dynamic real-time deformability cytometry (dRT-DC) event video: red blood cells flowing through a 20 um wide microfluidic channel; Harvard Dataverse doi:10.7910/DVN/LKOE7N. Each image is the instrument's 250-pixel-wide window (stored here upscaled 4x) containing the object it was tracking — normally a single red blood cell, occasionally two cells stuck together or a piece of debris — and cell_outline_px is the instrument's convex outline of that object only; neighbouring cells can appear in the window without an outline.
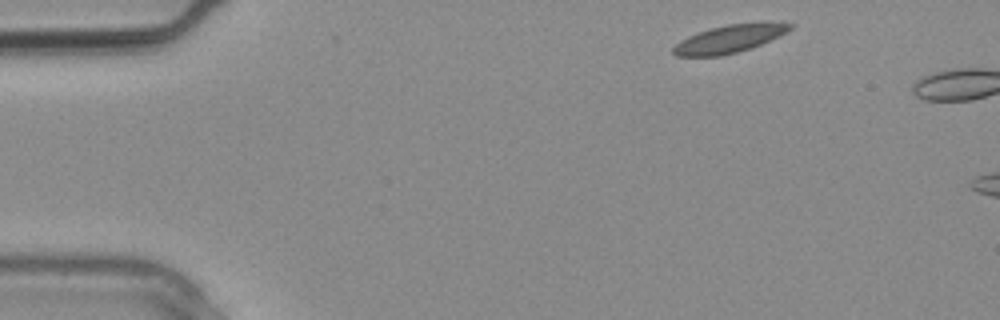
{"species": "common noctule bat (a hibernating species)", "species_latin": "Nyctalus noctula", "temperature_condition": "warm", "stored_images_in_passage": 2, "camera_frame_rate_fps": 3000, "um_per_image_px": 0.085, "animal": {"sex": "male", "body_mass_g": 20.4}, "frame": {"image": 1, "passage_image": 1, "time_ms": 0.0, "image_size_px": [1000, 320], "cell_outline_px": [[792, 28], [788, 32], [780, 36], [752, 48], [720, 56], [676, 56], [672, 52], [672, 48], [680, 40], [688, 36], [712, 28], [728, 24], [792, 24]], "centroid_in_image_um": [61.93, 3.34], "position_along_channel_um": 23.1, "area_um2": 18.32}}